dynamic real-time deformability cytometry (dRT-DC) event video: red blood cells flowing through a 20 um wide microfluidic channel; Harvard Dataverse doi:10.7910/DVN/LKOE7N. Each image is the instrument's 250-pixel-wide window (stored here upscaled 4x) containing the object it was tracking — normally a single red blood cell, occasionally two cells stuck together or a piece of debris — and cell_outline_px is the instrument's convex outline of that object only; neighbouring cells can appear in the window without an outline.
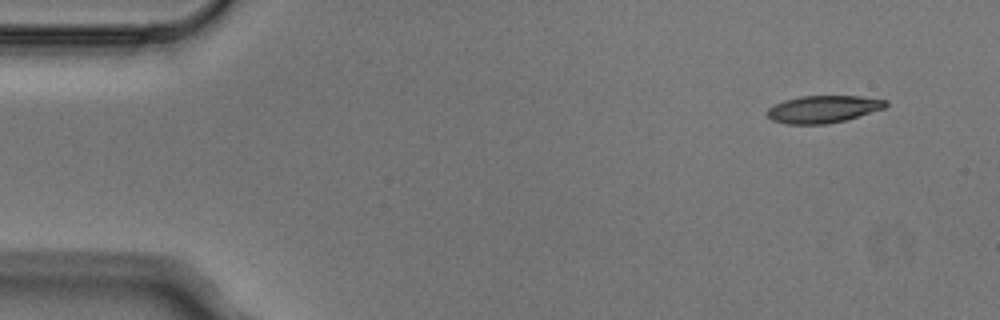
{"species": "Egyptian fruit bat (a non-hibernating species)", "species_latin": "Rousettus aegyptiacus", "temperature_condition": "cold", "stored_images_in_passage": 4, "camera_frame_rate_fps": 3000, "um_per_image_px": 0.085, "animal": {"sex": "male"}, "frame": {"image": 1, "passage_image": 1, "time_ms": 0.0, "image_size_px": [1000, 320], "cell_outline_px": [[888, 104], [884, 108], [844, 120], [828, 124], [784, 124], [772, 120], [768, 116], [768, 108], [784, 100], [800, 96], [860, 96], [888, 100]], "centroid_in_image_um": [69.97, 9.27], "position_along_channel_um": 15.0, "area_um2": 18.73}}
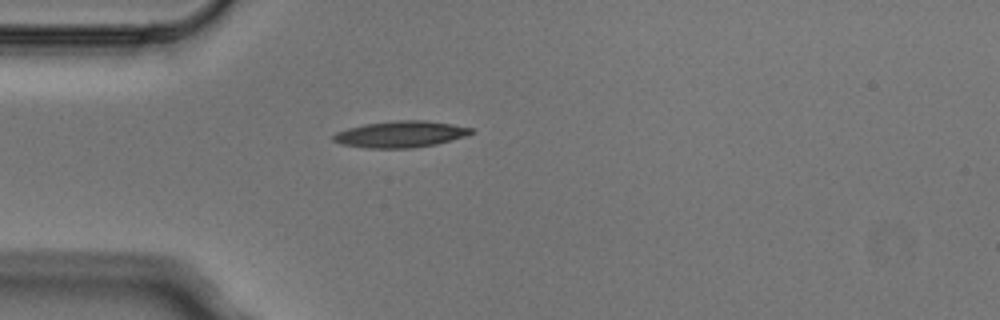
{"frame": {"image": 2, "passage_image": 4, "time_ms": 1.0, "image_size_px": [1000, 320], "cell_outline_px": [[476, 132], [464, 136], [436, 144], [412, 148], [364, 148], [340, 144], [332, 140], [332, 136], [336, 132], [348, 128], [364, 124], [396, 120], [424, 120], [452, 124], [472, 128]], "centroid_in_image_um": [34.02, 11.41], "position_along_channel_um": 51.0, "area_um2": 21.27}}